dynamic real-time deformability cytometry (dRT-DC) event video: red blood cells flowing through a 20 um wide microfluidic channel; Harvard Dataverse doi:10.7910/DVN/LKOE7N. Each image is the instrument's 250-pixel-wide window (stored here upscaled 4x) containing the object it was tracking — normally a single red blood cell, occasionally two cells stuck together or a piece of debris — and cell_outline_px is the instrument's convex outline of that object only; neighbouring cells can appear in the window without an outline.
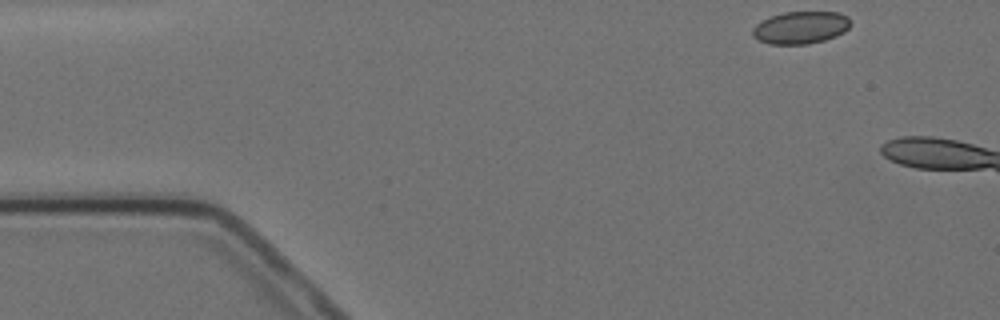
{"species": "Egyptian fruit bat (a non-hibernating species)", "species_latin": "Rousettus aegyptiacus", "temperature_condition": "cold", "stored_images_in_passage": 3, "camera_frame_rate_fps": 3000, "um_per_image_px": 0.085, "animal": {"sex": "female"}, "frame": {"image": 1, "passage_image": 1, "time_ms": 0.0, "image_size_px": [1000, 320], "cell_outline_px": [[852, 24], [844, 32], [836, 36], [824, 40], [808, 44], [768, 44], [752, 36], [752, 28], [756, 24], [772, 16], [784, 12], [840, 12], [848, 16], [852, 20]], "centroid_in_image_um": [68.1, 2.34], "position_along_channel_um": 16.9, "area_um2": 18.61}}